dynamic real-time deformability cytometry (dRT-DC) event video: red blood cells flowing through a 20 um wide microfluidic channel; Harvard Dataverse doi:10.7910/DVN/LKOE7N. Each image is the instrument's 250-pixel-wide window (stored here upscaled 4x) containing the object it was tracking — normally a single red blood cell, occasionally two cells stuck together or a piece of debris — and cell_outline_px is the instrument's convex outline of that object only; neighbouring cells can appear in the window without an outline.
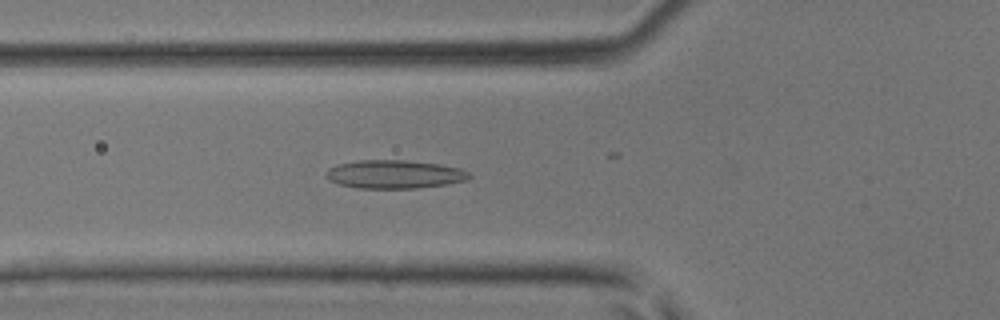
{"species": "common noctule bat (a hibernating species)", "species_latin": "Nyctalus noctula", "temperature_condition": "room temperature", "stored_images_in_passage": 34, "camera_frame_rate_fps": 3000, "um_per_image_px": 0.085, "animal": {"sex": "male", "body_mass_g": 17.9, "forearm_length_mm": 54.2}, "frame": {"image": 1, "passage_image": 15, "time_ms": 4.667, "image_size_px": [1000, 320], "cell_outline_px": [[472, 176], [468, 180], [448, 184], [416, 188], [356, 188], [340, 184], [328, 180], [324, 176], [328, 168], [336, 164], [360, 160], [408, 160], [440, 164], [460, 168], [468, 172]], "centroid_in_image_um": [33.52, 14.81], "position_along_channel_um": 92.3, "area_um2": 23.93}}
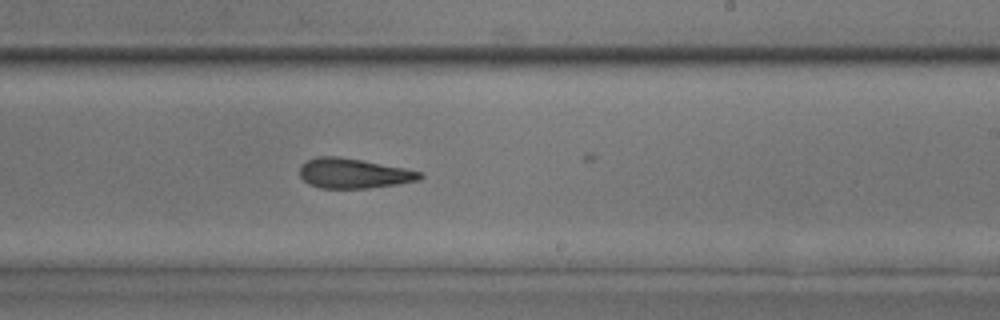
{"frame": {"image": 2, "passage_image": 26, "time_ms": 8.333, "image_size_px": [1000, 320], "cell_outline_px": [[424, 176], [420, 180], [396, 184], [368, 188], [320, 188], [308, 184], [300, 176], [300, 164], [316, 156], [340, 156], [364, 160], [424, 172]], "centroid_in_image_um": [30.06, 14.72], "position_along_channel_um": 258.9, "area_um2": 21.15}}
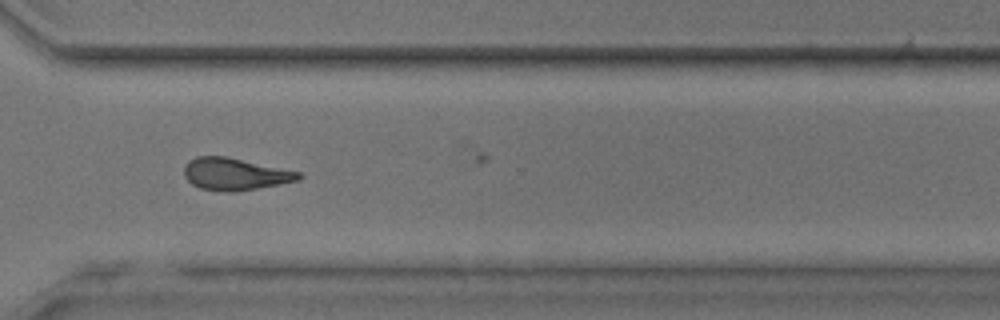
{"frame": {"image": 3, "passage_image": 32, "time_ms": 10.333, "image_size_px": [1000, 320], "cell_outline_px": [[304, 176], [300, 180], [280, 184], [236, 192], [224, 192], [200, 188], [192, 184], [184, 176], [184, 164], [188, 160], [196, 156], [224, 156], [300, 172]], "centroid_in_image_um": [19.96, 14.8], "position_along_channel_um": 350.6, "area_um2": 21.5}}